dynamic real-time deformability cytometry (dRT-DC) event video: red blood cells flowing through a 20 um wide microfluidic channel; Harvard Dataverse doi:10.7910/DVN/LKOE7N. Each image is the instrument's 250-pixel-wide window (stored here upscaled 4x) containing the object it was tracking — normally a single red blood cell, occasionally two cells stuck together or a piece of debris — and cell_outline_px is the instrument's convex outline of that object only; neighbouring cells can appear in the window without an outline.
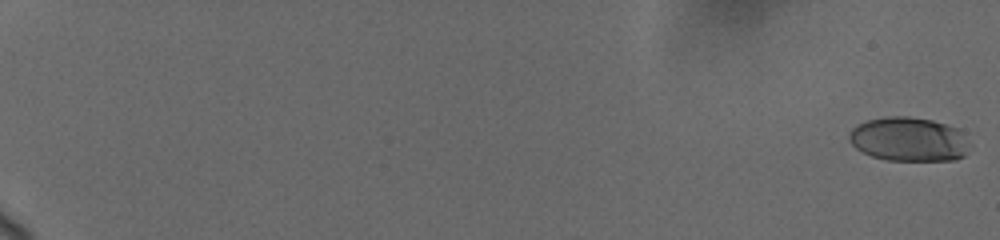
{"species": "human", "species_latin": "Homo sapiens", "temperature_condition": "cold", "stored_images_in_passage": 20, "camera_frame_rate_fps": 3000, "um_per_image_px": 0.085, "donor": {"sex": "female"}, "frame": {"image": 1, "passage_image": 1, "time_ms": 0.0, "image_size_px": [1000, 240], "cell_outline_px": [[972, 144], [964, 156], [956, 160], [888, 160], [872, 156], [856, 148], [848, 140], [848, 132], [852, 128], [868, 120], [888, 116], [908, 116], [932, 120], [956, 128]], "centroid_in_image_um": [77.25, 11.84], "position_along_channel_um": 7.7, "area_um2": 30.98}}
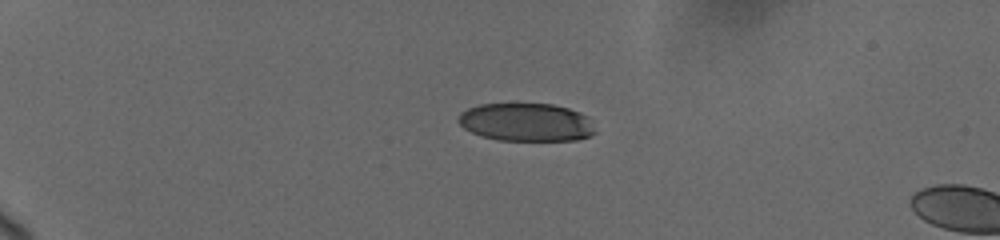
{"frame": {"image": 2, "passage_image": 16, "time_ms": 5.333, "image_size_px": [1000, 240], "cell_outline_px": [[596, 132], [588, 136], [576, 140], [496, 140], [480, 136], [464, 128], [456, 120], [460, 112], [468, 108], [480, 104], [552, 104], [568, 108], [580, 112], [588, 116]], "centroid_in_image_um": [44.71, 10.39], "position_along_channel_um": 40.3, "area_um2": 30.46}}